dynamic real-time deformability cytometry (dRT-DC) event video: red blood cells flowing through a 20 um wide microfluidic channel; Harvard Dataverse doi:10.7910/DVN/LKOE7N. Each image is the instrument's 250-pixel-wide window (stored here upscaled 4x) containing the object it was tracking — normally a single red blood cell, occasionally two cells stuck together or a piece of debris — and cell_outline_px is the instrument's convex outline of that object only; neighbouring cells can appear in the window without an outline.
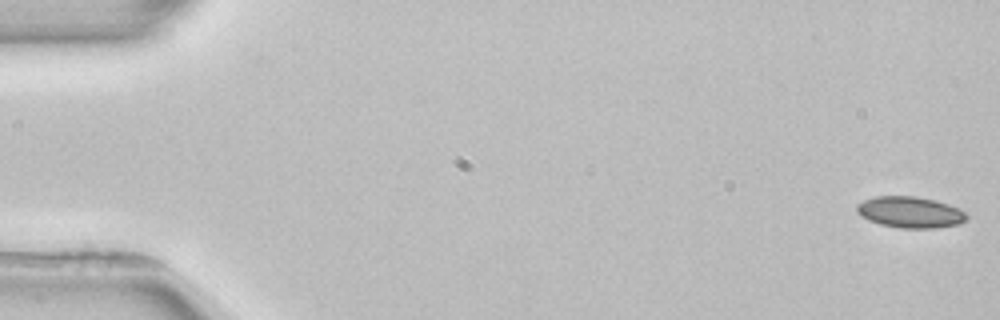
{"species": "common noctule bat (a hibernating species)", "species_latin": "Nyctalus noctula", "temperature_condition": "room temperature", "stored_images_in_passage": 3, "camera_frame_rate_fps": 3000, "um_per_image_px": 0.085, "animal": {"sex": "female", "body_mass_g": 22.7, "forearm_length_mm": 54.2}, "frame": {"image": 1, "passage_image": 1, "time_ms": 0.0, "image_size_px": [1000, 320], "cell_outline_px": [[968, 220], [960, 224], [936, 228], [900, 228], [880, 224], [868, 220], [860, 216], [856, 212], [856, 204], [864, 200], [876, 196], [916, 196], [936, 200], [948, 204], [964, 212], [968, 216]], "centroid_in_image_um": [77.35, 18.04], "position_along_channel_um": 7.7, "area_um2": 20.17}}